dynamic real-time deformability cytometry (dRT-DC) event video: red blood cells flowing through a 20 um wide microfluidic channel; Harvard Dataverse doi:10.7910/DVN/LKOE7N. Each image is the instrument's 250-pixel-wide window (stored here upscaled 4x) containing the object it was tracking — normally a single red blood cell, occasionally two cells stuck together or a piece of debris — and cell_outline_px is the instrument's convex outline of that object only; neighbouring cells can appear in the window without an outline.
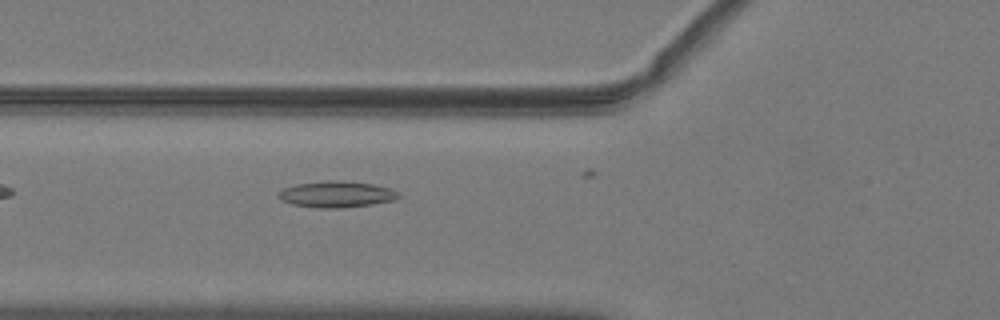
{"species": "common noctule bat (a hibernating species)", "species_latin": "Nyctalus noctula", "temperature_condition": "warm", "stored_images_in_passage": 24, "camera_frame_rate_fps": 3000, "um_per_image_px": 0.085, "animal": {"sex": "male", "body_mass_g": 19.2, "forearm_length_mm": 51.8}, "frame": {"image": 1, "passage_image": 2, "time_ms": 0.333, "image_size_px": [1000, 320], "cell_outline_px": [[400, 196], [396, 200], [372, 204], [340, 208], [316, 208], [292, 204], [280, 200], [276, 196], [284, 188], [296, 184], [328, 180], [336, 180], [372, 184], [388, 188], [400, 192]], "centroid_in_image_um": [28.59, 16.52], "position_along_channel_um": 97.2, "area_um2": 18.38}}
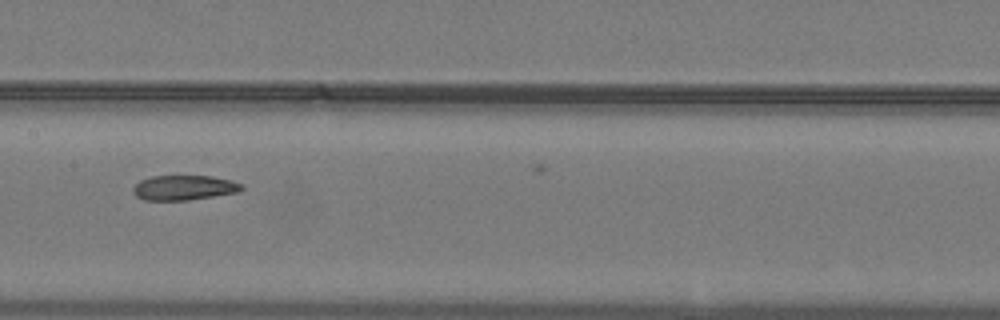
{"frame": {"image": 2, "passage_image": 9, "time_ms": 2.667, "image_size_px": [1000, 320], "cell_outline_px": [[244, 188], [240, 192], [188, 200], [144, 200], [136, 196], [132, 192], [132, 188], [140, 180], [152, 176], [212, 176], [232, 180], [240, 184]], "centroid_in_image_um": [15.64, 15.95], "position_along_channel_um": 191.8, "area_um2": 15.78}}
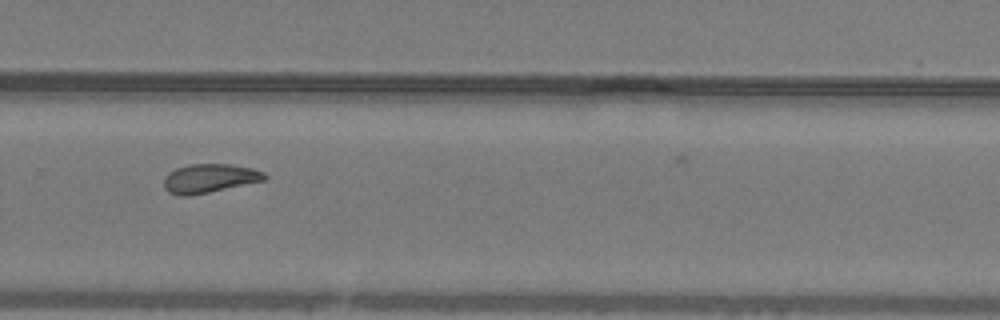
{"frame": {"image": 3, "passage_image": 18, "time_ms": 5.667, "image_size_px": [1000, 320], "cell_outline_px": [[268, 176], [264, 180], [208, 192], [188, 196], [180, 196], [168, 192], [164, 188], [164, 176], [168, 172], [176, 168], [188, 164], [232, 164], [252, 168], [264, 172]], "centroid_in_image_um": [17.77, 15.15], "position_along_channel_um": 312.0, "area_um2": 16.94}}